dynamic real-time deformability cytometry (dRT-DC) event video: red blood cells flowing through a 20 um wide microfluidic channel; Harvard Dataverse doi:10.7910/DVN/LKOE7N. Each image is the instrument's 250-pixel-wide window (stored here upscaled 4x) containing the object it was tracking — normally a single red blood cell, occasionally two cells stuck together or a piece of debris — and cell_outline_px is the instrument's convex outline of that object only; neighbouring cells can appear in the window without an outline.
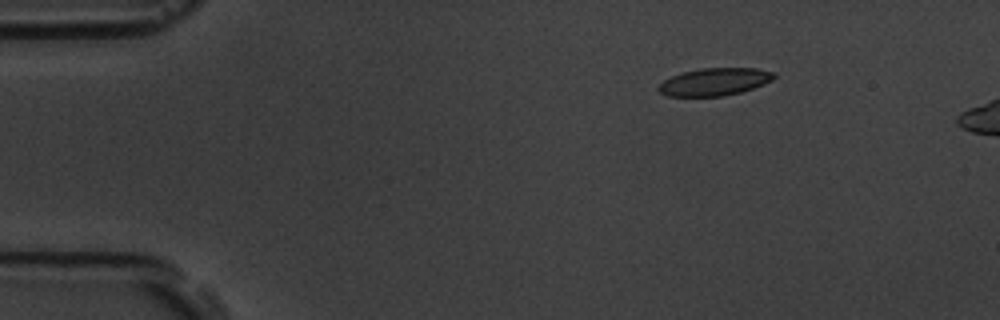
{"species": "common noctule bat (a hibernating species)", "species_latin": "Nyctalus noctula", "temperature_condition": "room temperature", "stored_images_in_passage": 46, "camera_frame_rate_fps": 3000, "um_per_image_px": 0.085, "animal": {"sex": "male", "body_mass_g": 19.5, "forearm_length_mm": 54.6}, "frame": {"image": 1, "passage_image": 1, "time_ms": 0.0, "image_size_px": [1000, 320], "cell_outline_px": [[776, 76], [772, 80], [764, 84], [740, 92], [724, 96], [668, 96], [660, 92], [656, 88], [664, 80], [680, 72], [700, 68], [756, 68], [776, 72]], "centroid_in_image_um": [60.74, 6.94], "position_along_channel_um": 24.3, "area_um2": 18.61}}
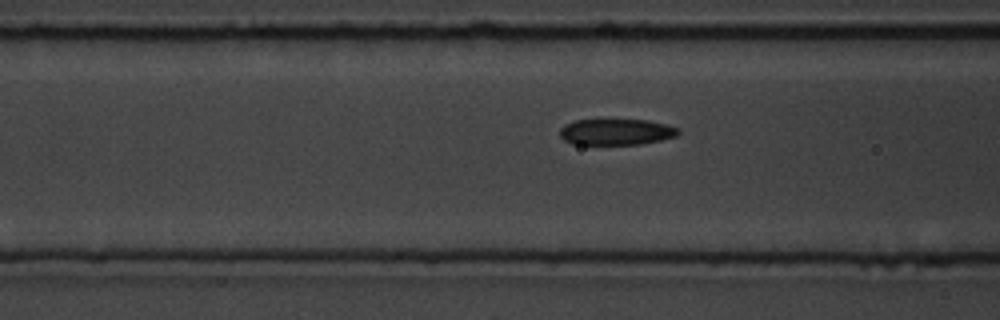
{"frame": {"image": 2, "passage_image": 14, "time_ms": 4.333, "image_size_px": [1000, 320], "cell_outline_px": [[680, 132], [676, 136], [660, 140], [640, 144], [572, 144], [564, 140], [560, 136], [560, 128], [564, 124], [576, 120], [600, 116], [648, 120], [668, 124], [680, 128]], "centroid_in_image_um": [52.35, 11.15], "position_along_channel_um": 114.2, "area_um2": 19.13}}
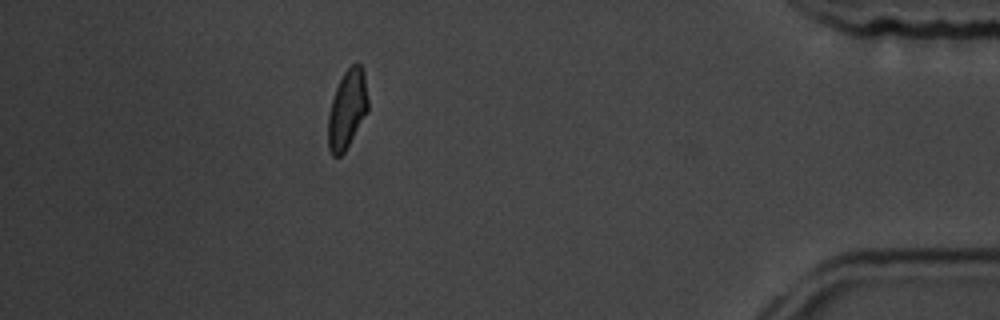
{"frame": {"image": 3, "passage_image": 41, "time_ms": 13.333, "image_size_px": [1000, 320], "cell_outline_px": [[368, 112], [344, 152], [340, 156], [332, 156], [328, 148], [328, 116], [332, 100], [336, 88], [344, 72], [352, 64], [360, 64], [364, 72], [368, 100]], "centroid_in_image_um": [29.51, 9.3], "position_along_channel_um": 405.7, "area_um2": 18.21}}